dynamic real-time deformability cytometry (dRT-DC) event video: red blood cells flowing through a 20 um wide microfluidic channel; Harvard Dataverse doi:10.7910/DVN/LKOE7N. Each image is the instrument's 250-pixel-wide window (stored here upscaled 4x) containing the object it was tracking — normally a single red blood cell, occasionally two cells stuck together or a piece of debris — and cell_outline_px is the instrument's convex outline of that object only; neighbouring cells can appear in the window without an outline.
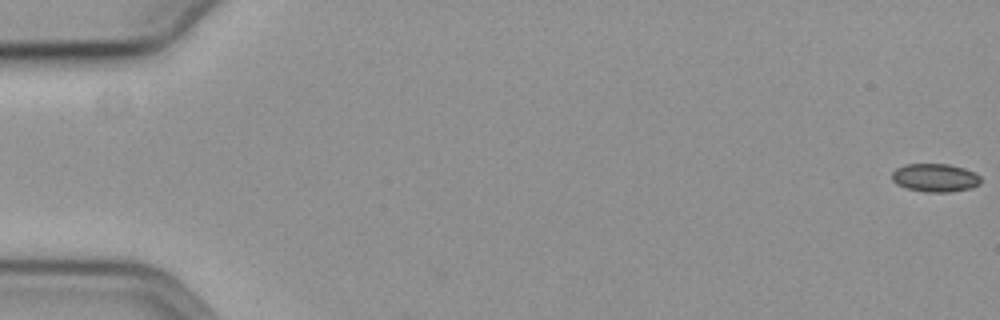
{"species": "common noctule bat (a hibernating species)", "species_latin": "Nyctalus noctula", "temperature_condition": "cold", "stored_images_in_passage": 59, "camera_frame_rate_fps": 3000, "um_per_image_px": 0.085, "animal": {"sex": "female", "body_mass_g": 19.3, "forearm_length_mm": 54.1}, "frame": {"image": 1, "passage_image": 1, "time_ms": 0.0, "image_size_px": [1000, 320], "cell_outline_px": [[980, 184], [972, 188], [952, 192], [924, 192], [908, 188], [896, 184], [892, 180], [892, 172], [896, 168], [904, 164], [948, 164], [964, 168], [976, 172], [980, 176]], "centroid_in_image_um": [79.5, 15.11], "position_along_channel_um": 5.5, "area_um2": 14.8}}
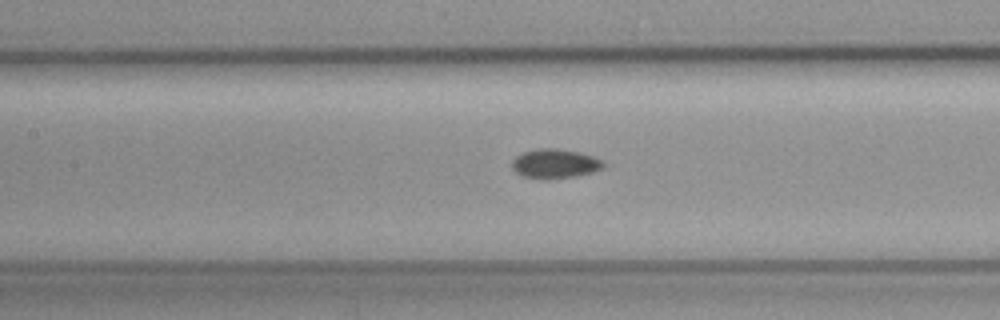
{"frame": {"image": 2, "passage_image": 28, "time_ms": 9.0, "image_size_px": [1000, 320], "cell_outline_px": [[604, 168], [592, 172], [576, 176], [548, 180], [540, 180], [520, 176], [512, 168], [512, 160], [516, 156], [524, 152], [540, 148], [552, 148], [580, 152], [592, 156], [600, 160], [604, 164]], "centroid_in_image_um": [47.13, 13.94], "position_along_channel_um": 160.3, "area_um2": 15.78}}
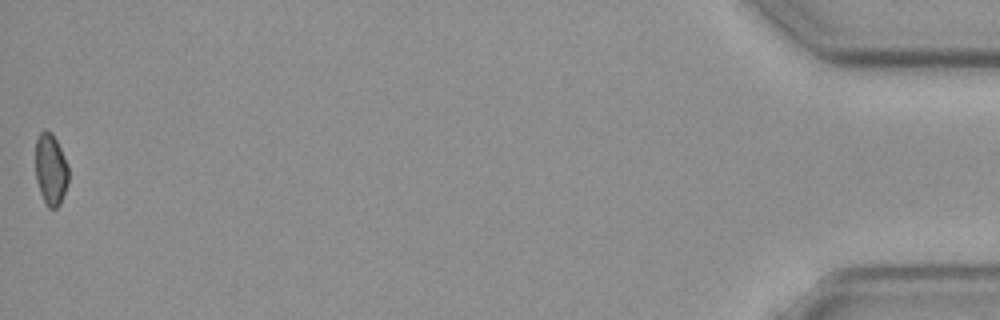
{"frame": {"image": 3, "passage_image": 59, "time_ms": 19.333, "image_size_px": [1000, 320], "cell_outline_px": [[68, 184], [60, 204], [56, 208], [48, 208], [40, 192], [36, 180], [36, 140], [40, 132], [44, 128], [52, 132], [60, 148], [68, 168]], "centroid_in_image_um": [4.31, 14.39], "position_along_channel_um": 430.9, "area_um2": 13.7}}